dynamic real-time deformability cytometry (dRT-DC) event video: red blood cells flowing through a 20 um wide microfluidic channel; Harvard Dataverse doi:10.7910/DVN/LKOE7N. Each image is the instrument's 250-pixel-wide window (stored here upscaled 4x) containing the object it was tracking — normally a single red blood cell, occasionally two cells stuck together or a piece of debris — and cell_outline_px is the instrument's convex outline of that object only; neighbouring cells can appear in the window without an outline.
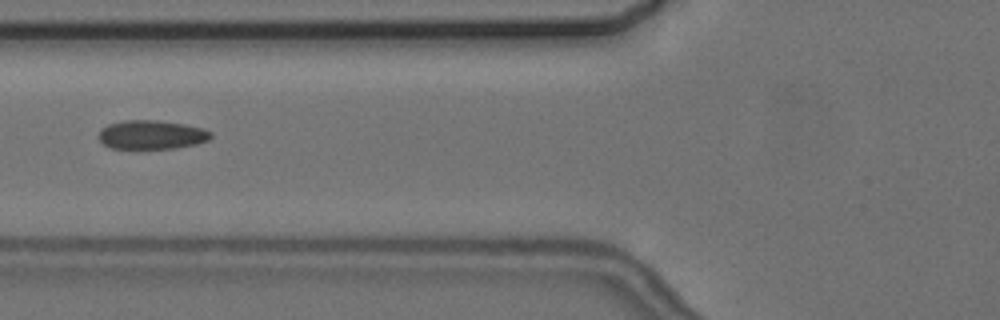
{"species": "common noctule bat (a hibernating species)", "species_latin": "Nyctalus noctula", "temperature_condition": "cold", "stored_images_in_passage": 2, "camera_frame_rate_fps": 3000, "um_per_image_px": 0.085, "animal": {"sex": "female", "body_mass_g": 24.6, "forearm_length_mm": 56.2}, "frame": {"image": 1, "passage_image": 2, "time_ms": 1.333, "image_size_px": [1000, 320], "cell_outline_px": [[212, 136], [208, 140], [196, 144], [176, 148], [112, 148], [104, 144], [96, 136], [100, 128], [108, 124], [124, 120], [156, 120], [184, 124], [204, 128], [212, 132]], "centroid_in_image_um": [12.87, 11.44], "position_along_channel_um": 112.9, "area_um2": 19.02}}